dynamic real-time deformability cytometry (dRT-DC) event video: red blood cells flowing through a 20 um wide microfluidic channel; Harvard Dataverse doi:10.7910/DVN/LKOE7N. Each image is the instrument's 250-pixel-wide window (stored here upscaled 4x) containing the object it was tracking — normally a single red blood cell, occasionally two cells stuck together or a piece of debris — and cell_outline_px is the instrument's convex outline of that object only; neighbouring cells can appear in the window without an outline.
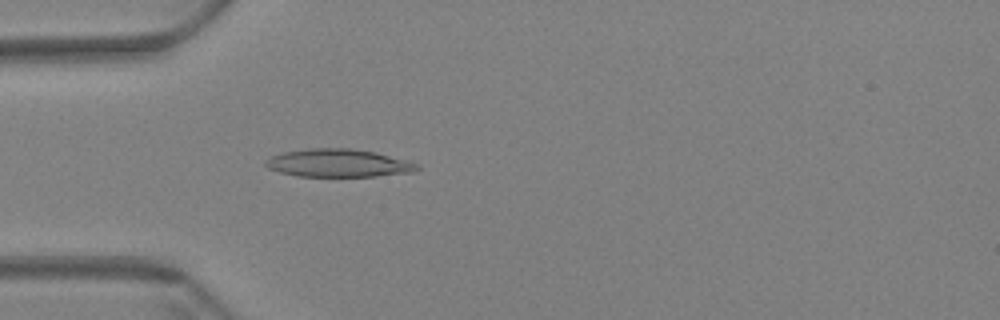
{"species": "Egyptian fruit bat (a non-hibernating species)", "species_latin": "Rousettus aegyptiacus", "temperature_condition": "warm", "stored_images_in_passage": 46, "camera_frame_rate_fps": 3000, "um_per_image_px": 0.085, "animal": {"sex": "female"}, "frame": {"image": 1, "passage_image": 18, "time_ms": 5.667, "image_size_px": [1000, 320], "cell_outline_px": [[420, 168], [412, 172], [376, 176], [296, 176], [280, 172], [268, 168], [264, 164], [264, 160], [272, 156], [284, 152], [308, 148], [352, 148], [372, 152], [420, 164]], "centroid_in_image_um": [28.72, 13.86], "position_along_channel_um": 56.3, "area_um2": 24.45}}
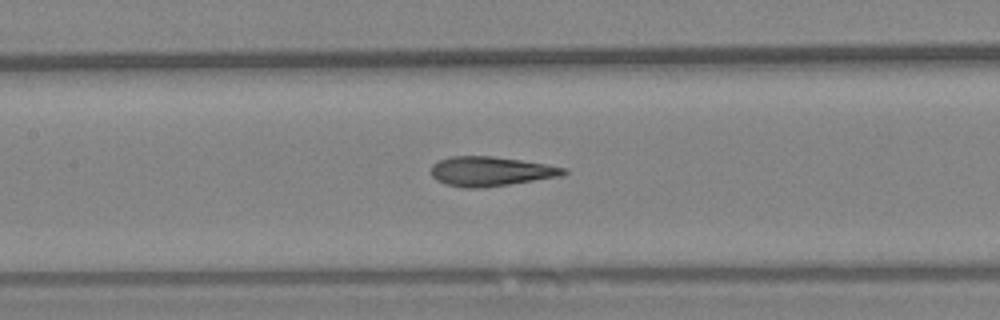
{"frame": {"image": 2, "passage_image": 28, "time_ms": 9.0, "image_size_px": [1000, 320], "cell_outline_px": [[568, 172], [564, 176], [484, 188], [464, 188], [444, 184], [436, 180], [432, 176], [432, 164], [440, 160], [452, 156], [492, 156], [520, 160], [568, 168]], "centroid_in_image_um": [41.73, 14.58], "position_along_channel_um": 165.7, "area_um2": 22.95}}
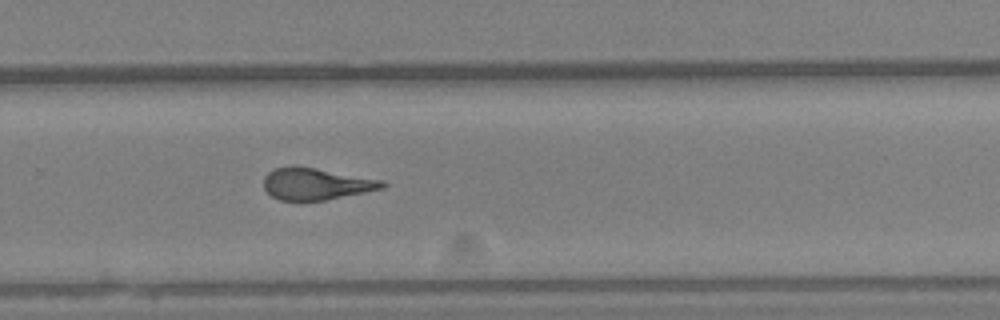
{"frame": {"image": 3, "passage_image": 40, "time_ms": 13.0, "image_size_px": [1000, 320], "cell_outline_px": [[388, 184], [384, 188], [324, 200], [280, 200], [272, 196], [264, 188], [264, 176], [268, 172], [276, 168], [296, 164], [384, 180]], "centroid_in_image_um": [26.87, 15.6], "position_along_channel_um": 302.9, "area_um2": 22.14}, "authors_computed_cell_mechanics": {"area_um2": 22.9177, "velocity_mm_per_s": 3.4518, "shape_relaxation_time_tau1_ms": 10.0901, "shape_relaxation_time_tau2_ms": 2.2235, "deformation_change_tau1": 0.2628, "deformation_change_tau2": 0.119}}